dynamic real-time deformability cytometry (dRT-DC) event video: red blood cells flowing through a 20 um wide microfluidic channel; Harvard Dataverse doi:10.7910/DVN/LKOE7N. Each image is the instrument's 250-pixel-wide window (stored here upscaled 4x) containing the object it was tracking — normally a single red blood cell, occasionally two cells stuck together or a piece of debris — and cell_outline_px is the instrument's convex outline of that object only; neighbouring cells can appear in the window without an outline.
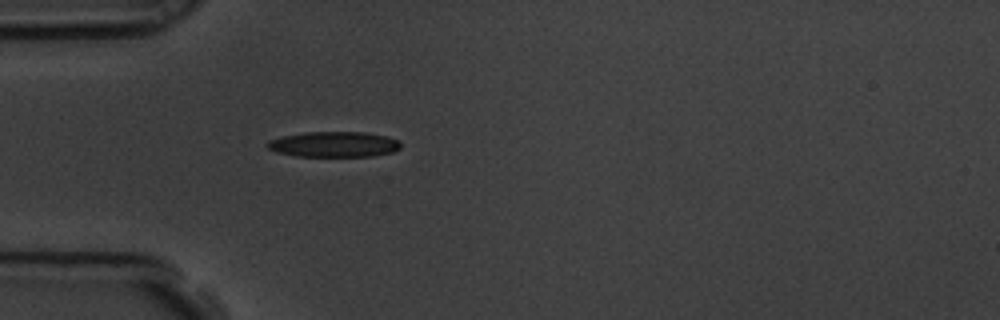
{"species": "common noctule bat (a hibernating species)", "species_latin": "Nyctalus noctula", "temperature_condition": "room temperature", "stored_images_in_passage": 4, "camera_frame_rate_fps": 3000, "um_per_image_px": 0.085, "animal": {"sex": "male", "body_mass_g": 19.5, "forearm_length_mm": 54.6}, "frame": {"image": 1, "passage_image": 4, "time_ms": 1.0, "image_size_px": [1000, 320], "cell_outline_px": [[400, 148], [392, 152], [372, 156], [296, 156], [276, 152], [268, 148], [264, 144], [268, 140], [284, 136], [304, 132], [364, 132], [384, 136], [400, 140]], "centroid_in_image_um": [28.36, 12.27], "position_along_channel_um": 56.6, "area_um2": 19.77}}